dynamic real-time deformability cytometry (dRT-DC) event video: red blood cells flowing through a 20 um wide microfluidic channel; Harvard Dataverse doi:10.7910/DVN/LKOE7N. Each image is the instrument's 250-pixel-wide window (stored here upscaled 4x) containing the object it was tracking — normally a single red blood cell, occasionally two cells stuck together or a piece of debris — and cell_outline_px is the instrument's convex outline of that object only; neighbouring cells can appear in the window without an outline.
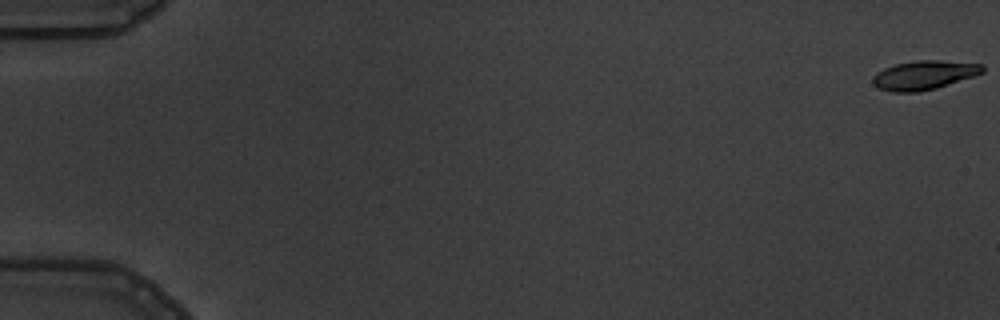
{"species": "common noctule bat (a hibernating species)", "species_latin": "Nyctalus noctula", "temperature_condition": "warm", "stored_images_in_passage": 4, "camera_frame_rate_fps": 3000, "um_per_image_px": 0.085, "animal": {"sex": "male", "body_mass_g": 19.5, "forearm_length_mm": 54.6}, "frame": {"image": 1, "passage_image": 1, "time_ms": 0.0, "image_size_px": [1000, 320], "cell_outline_px": [[984, 72], [976, 76], [936, 88], [920, 92], [892, 92], [876, 88], [872, 84], [872, 76], [884, 68], [896, 64], [916, 60], [940, 60], [984, 64]], "centroid_in_image_um": [78.55, 6.39], "position_along_channel_um": 6.5, "area_um2": 18.84}}